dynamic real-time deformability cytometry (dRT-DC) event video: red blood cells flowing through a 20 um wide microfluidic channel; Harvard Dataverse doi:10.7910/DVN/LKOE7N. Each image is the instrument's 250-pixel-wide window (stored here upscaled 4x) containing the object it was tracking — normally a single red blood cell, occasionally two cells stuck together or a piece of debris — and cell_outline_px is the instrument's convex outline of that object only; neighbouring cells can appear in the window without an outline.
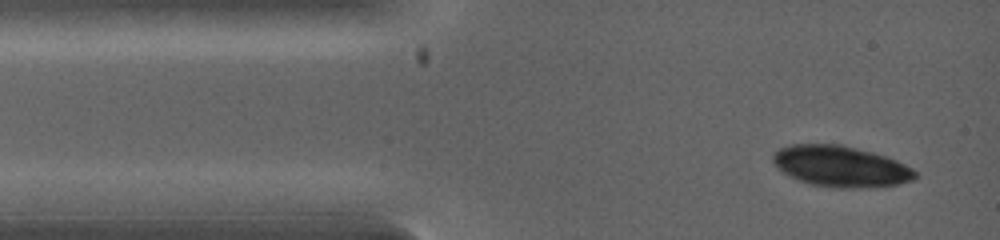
{"species": "common noctule bat (a hibernating species)", "species_latin": "Nyctalus noctula", "temperature_condition": "warm", "stored_images_in_passage": 2, "camera_frame_rate_fps": 5000, "um_per_image_px": 0.085, "animal": {"sex": "female", "body_mass_g": 19.0, "forearm_length_mm": 53.3}, "frame": {"image": 1, "passage_image": 1, "time_ms": 0.0, "image_size_px": [1000, 240], "cell_outline_px": [[916, 176], [912, 180], [896, 184], [860, 188], [836, 188], [812, 184], [800, 180], [784, 172], [772, 160], [772, 152], [780, 148], [792, 144], [840, 144], [872, 152], [896, 160], [912, 168], [916, 172]], "centroid_in_image_um": [71.45, 14.13], "position_along_channel_um": 13.6, "area_um2": 33.52}}